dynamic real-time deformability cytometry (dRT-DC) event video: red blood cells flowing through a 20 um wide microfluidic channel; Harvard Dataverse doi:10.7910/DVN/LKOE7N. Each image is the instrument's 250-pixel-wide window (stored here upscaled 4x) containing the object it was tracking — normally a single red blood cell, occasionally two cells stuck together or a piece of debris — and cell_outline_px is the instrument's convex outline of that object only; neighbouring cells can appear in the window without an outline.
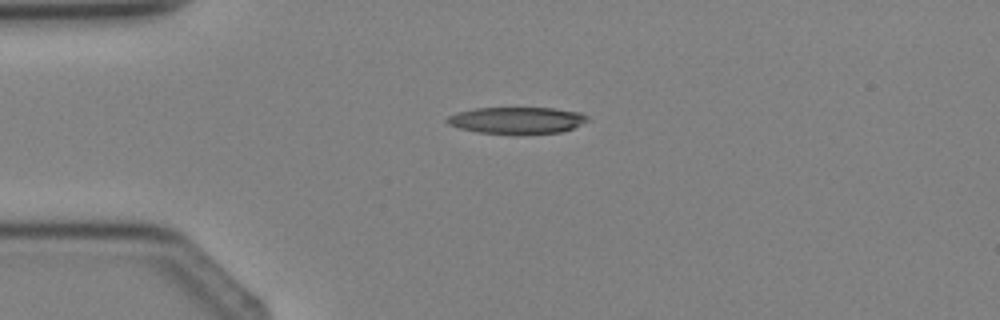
{"species": "Egyptian fruit bat (a non-hibernating species)", "species_latin": "Rousettus aegyptiacus", "temperature_condition": "cold", "stored_images_in_passage": 4, "camera_frame_rate_fps": 3000, "um_per_image_px": 0.085, "animal": {"sex": "female"}, "frame": {"image": 1, "passage_image": 3, "time_ms": 2.333, "image_size_px": [1000, 320], "cell_outline_px": [[592, 120], [572, 128], [560, 132], [512, 136], [476, 132], [460, 128], [448, 124], [444, 120], [448, 116], [456, 112], [476, 108], [552, 108], [580, 112], [588, 116]], "centroid_in_image_um": [43.93, 10.25], "position_along_channel_um": 41.1, "area_um2": 22.54}}